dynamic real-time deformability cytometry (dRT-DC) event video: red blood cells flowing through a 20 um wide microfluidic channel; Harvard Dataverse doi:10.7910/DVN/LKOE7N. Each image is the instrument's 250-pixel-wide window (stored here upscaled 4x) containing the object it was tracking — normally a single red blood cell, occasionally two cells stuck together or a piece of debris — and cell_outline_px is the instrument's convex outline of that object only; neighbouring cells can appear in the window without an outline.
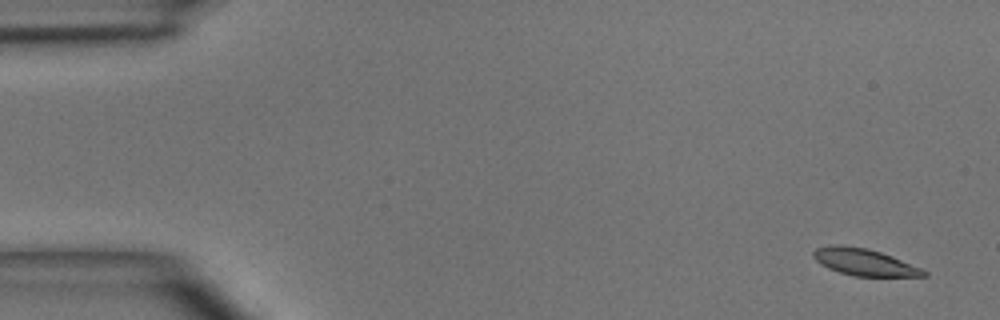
{"species": "common noctule bat (a hibernating species)", "species_latin": "Nyctalus noctula", "temperature_condition": "room temperature", "stored_images_in_passage": 5, "camera_frame_rate_fps": 3000, "um_per_image_px": 0.085, "animal": {"sex": "male", "body_mass_g": 15.6}, "frame": {"image": 1, "passage_image": 1, "time_ms": 0.0, "image_size_px": [1000, 320], "cell_outline_px": [[928, 276], [852, 276], [828, 268], [820, 264], [812, 256], [812, 252], [816, 248], [828, 244], [840, 244], [868, 248], [892, 256], [920, 268], [928, 272]], "centroid_in_image_um": [73.41, 22.26], "position_along_channel_um": 11.6, "area_um2": 17.34}}